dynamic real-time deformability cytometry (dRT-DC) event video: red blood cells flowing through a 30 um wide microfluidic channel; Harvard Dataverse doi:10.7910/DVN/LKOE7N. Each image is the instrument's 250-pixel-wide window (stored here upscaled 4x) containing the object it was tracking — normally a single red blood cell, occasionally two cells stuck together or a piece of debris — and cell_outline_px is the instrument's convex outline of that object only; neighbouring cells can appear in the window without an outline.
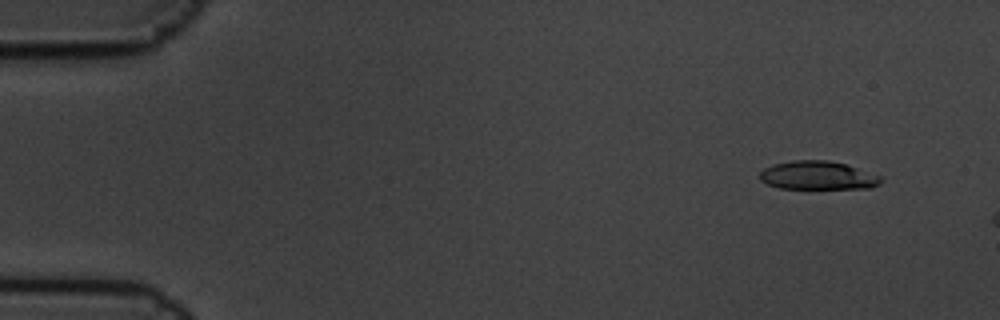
{"species": "common noctule bat (a hibernating species)", "species_latin": "Nyctalus noctula", "temperature_condition": "cold", "stored_images_in_passage": 5, "camera_frame_rate_fps": 3000, "um_per_image_px": 0.085, "animal": {"sex": "male", "body_mass_g": 19.5, "forearm_length_mm": 54.6}, "frame": {"image": 1, "passage_image": 2, "time_ms": 0.333, "image_size_px": [1000, 320], "cell_outline_px": [[880, 184], [872, 188], [780, 188], [768, 184], [760, 180], [760, 172], [764, 168], [772, 164], [792, 160], [828, 160], [848, 164], [880, 176]], "centroid_in_image_um": [69.5, 14.9], "position_along_channel_um": 15.5, "area_um2": 20.11}}